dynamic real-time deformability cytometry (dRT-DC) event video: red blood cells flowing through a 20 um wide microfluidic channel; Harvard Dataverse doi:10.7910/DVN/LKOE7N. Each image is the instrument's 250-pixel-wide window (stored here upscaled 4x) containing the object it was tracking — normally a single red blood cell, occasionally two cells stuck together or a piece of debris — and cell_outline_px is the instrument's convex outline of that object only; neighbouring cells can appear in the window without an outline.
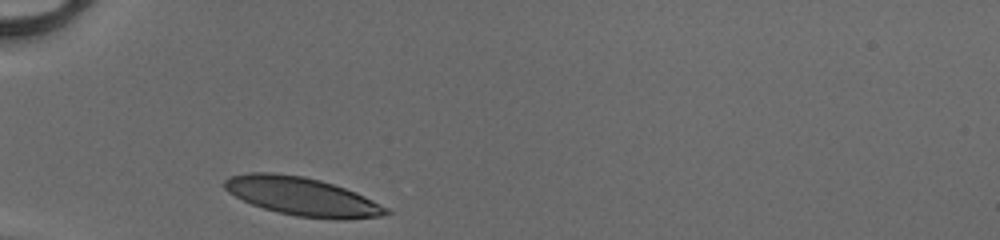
{"species": "human", "species_latin": "Homo sapiens", "temperature_condition": "cold", "stored_images_in_passage": 27, "camera_frame_rate_fps": 3000, "um_per_image_px": 0.085, "donor": {"sex": "male"}, "frame": {"image": 1, "passage_image": 1, "time_ms": 0.0, "image_size_px": [1000, 240], "cell_outline_px": [[392, 212], [380, 216], [344, 220], [336, 220], [296, 216], [276, 212], [252, 204], [228, 192], [224, 188], [224, 180], [228, 176], [248, 172], [272, 172], [304, 176], [320, 180], [356, 192], [388, 208]], "centroid_in_image_um": [25.67, 16.7], "position_along_channel_um": 59.3, "area_um2": 36.18}}
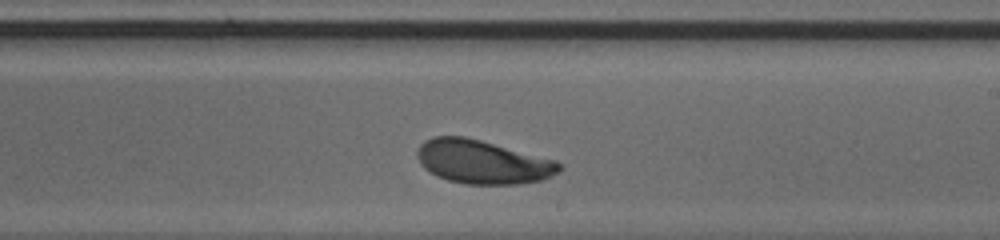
{"frame": {"image": 2, "passage_image": 16, "time_ms": 5.0, "image_size_px": [1000, 240], "cell_outline_px": [[564, 168], [560, 172], [544, 180], [520, 184], [464, 184], [448, 180], [436, 176], [424, 168], [420, 164], [416, 156], [416, 152], [420, 144], [424, 140], [432, 136], [464, 136], [480, 140], [556, 160]], "centroid_in_image_um": [41.02, 13.77], "position_along_channel_um": 248.0, "area_um2": 36.47}}
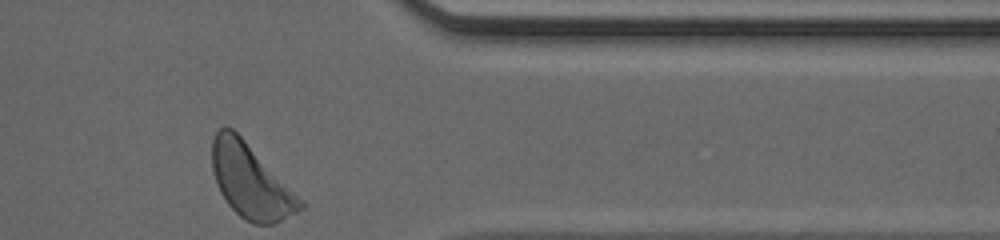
{"frame": {"image": 3, "passage_image": 27, "time_ms": 8.667, "image_size_px": [1000, 240], "cell_outline_px": [[304, 208], [272, 224], [252, 224], [244, 220], [228, 204], [220, 192], [212, 168], [212, 140], [216, 132], [220, 128], [232, 128], [304, 200]], "centroid_in_image_um": [21.31, 15.42], "position_along_channel_um": 390.1, "area_um2": 37.4}, "authors_computed_cell_mechanics": {"area_um2": 36.1828, "velocity_mm_per_s": 4.0915, "shape_relaxation_time_tau1_ms": 1.921, "shape_relaxation_time_tau2_ms": null, "deformation_change_tau1": 0.1301, "deformation_change_tau2": null}}